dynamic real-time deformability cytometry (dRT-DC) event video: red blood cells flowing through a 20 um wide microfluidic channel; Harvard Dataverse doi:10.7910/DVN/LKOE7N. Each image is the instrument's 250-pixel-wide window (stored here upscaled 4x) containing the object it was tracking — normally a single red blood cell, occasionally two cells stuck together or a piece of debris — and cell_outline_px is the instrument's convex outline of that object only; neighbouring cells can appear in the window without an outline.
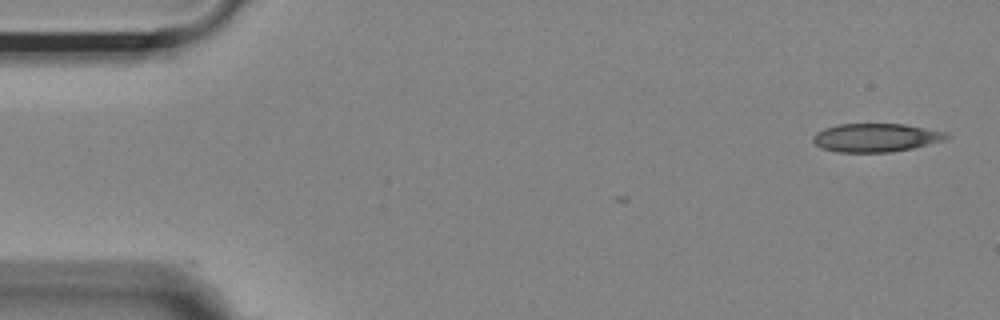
{"species": "Egyptian fruit bat (a non-hibernating species)", "species_latin": "Rousettus aegyptiacus", "temperature_condition": "room temperature", "stored_images_in_passage": 8, "camera_frame_rate_fps": 3000, "um_per_image_px": 0.085, "animal": {"sex": "female"}, "frame": {"image": 1, "passage_image": 1, "time_ms": 0.0, "image_size_px": [1000, 320], "cell_outline_px": [[948, 136], [944, 140], [912, 148], [892, 152], [836, 152], [820, 148], [812, 140], [812, 136], [816, 132], [824, 128], [836, 124], [904, 124], [944, 132]], "centroid_in_image_um": [74.36, 11.7], "position_along_channel_um": 10.6, "area_um2": 22.02}}